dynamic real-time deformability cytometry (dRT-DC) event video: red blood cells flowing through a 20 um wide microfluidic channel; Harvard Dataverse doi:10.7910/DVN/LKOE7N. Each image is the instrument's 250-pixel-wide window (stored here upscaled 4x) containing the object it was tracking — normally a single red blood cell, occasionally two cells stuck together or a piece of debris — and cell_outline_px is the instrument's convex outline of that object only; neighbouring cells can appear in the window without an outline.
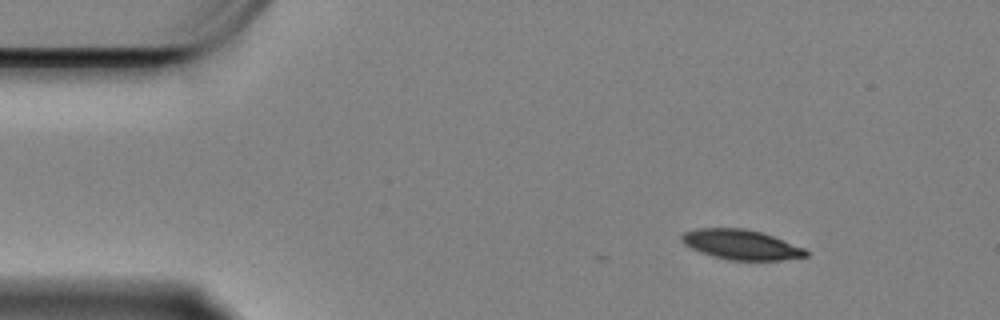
{"species": "Egyptian fruit bat (a non-hibernating species)", "species_latin": "Rousettus aegyptiacus", "temperature_condition": "cold", "stored_images_in_passage": 2, "camera_frame_rate_fps": 3000, "um_per_image_px": 0.085, "animal": {"sex": "female"}, "frame": {"image": 1, "passage_image": 2, "time_ms": 0.333, "image_size_px": [1000, 320], "cell_outline_px": [[808, 256], [784, 260], [728, 260], [712, 256], [700, 252], [684, 244], [680, 240], [680, 236], [684, 232], [696, 228], [744, 228], [764, 232], [804, 248], [808, 252]], "centroid_in_image_um": [62.99, 20.78], "position_along_channel_um": 22.0, "area_um2": 21.85}}